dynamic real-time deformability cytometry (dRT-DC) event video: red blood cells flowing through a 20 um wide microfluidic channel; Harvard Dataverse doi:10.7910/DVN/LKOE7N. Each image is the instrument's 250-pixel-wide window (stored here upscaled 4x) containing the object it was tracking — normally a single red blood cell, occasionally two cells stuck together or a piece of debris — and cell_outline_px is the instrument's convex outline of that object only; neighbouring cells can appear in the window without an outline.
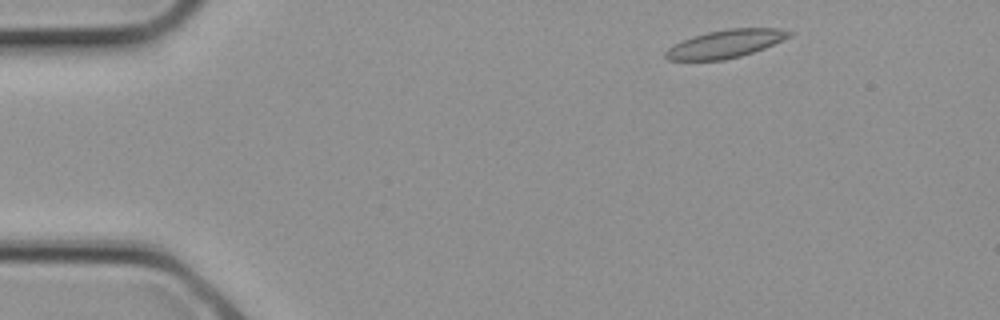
{"species": "common noctule bat (a hibernating species)", "species_latin": "Nyctalus noctula", "temperature_condition": "cold", "stored_images_in_passage": 3, "camera_frame_rate_fps": 3000, "um_per_image_px": 0.085, "animal": {"sex": "female", "body_mass_g": 21.9}, "frame": {"image": 1, "passage_image": 1, "time_ms": 0.0, "image_size_px": [1000, 320], "cell_outline_px": [[796, 32], [792, 36], [764, 48], [740, 56], [724, 60], [668, 60], [664, 56], [664, 52], [668, 48], [684, 40], [708, 32], [728, 28], [776, 28]], "centroid_in_image_um": [61.71, 3.72], "position_along_channel_um": 23.3, "area_um2": 20.0}}